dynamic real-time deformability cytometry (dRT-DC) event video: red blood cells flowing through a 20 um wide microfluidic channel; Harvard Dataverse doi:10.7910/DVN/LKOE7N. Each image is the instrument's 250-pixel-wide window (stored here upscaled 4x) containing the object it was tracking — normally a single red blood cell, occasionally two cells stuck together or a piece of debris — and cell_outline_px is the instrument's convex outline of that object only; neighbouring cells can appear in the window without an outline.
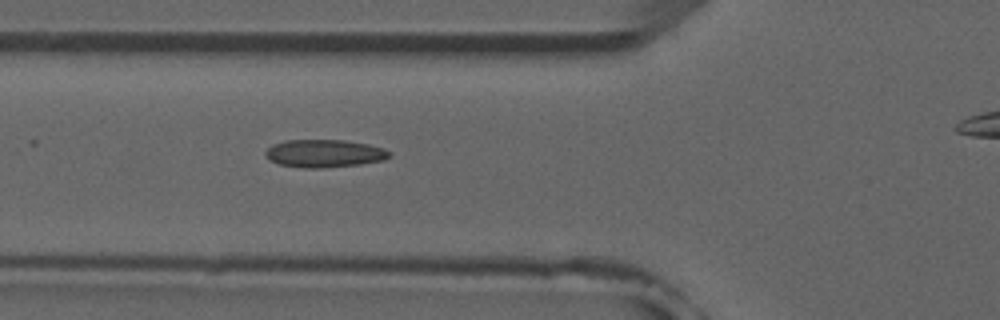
{"species": "common noctule bat (a hibernating species)", "species_latin": "Nyctalus noctula", "temperature_condition": "room temperature", "stored_images_in_passage": 7, "camera_frame_rate_fps": 3000, "um_per_image_px": 0.085, "animal": {"sex": "male", "forearm_length_mm": 52.5}, "frame": {"image": 1, "passage_image": 6, "time_ms": 5.667, "image_size_px": [1000, 320], "cell_outline_px": [[392, 156], [384, 160], [360, 164], [324, 168], [304, 168], [280, 164], [268, 160], [264, 152], [272, 144], [284, 140], [344, 140], [368, 144], [384, 148], [392, 152]], "centroid_in_image_um": [27.58, 13.04], "position_along_channel_um": 98.2, "area_um2": 20.29}}